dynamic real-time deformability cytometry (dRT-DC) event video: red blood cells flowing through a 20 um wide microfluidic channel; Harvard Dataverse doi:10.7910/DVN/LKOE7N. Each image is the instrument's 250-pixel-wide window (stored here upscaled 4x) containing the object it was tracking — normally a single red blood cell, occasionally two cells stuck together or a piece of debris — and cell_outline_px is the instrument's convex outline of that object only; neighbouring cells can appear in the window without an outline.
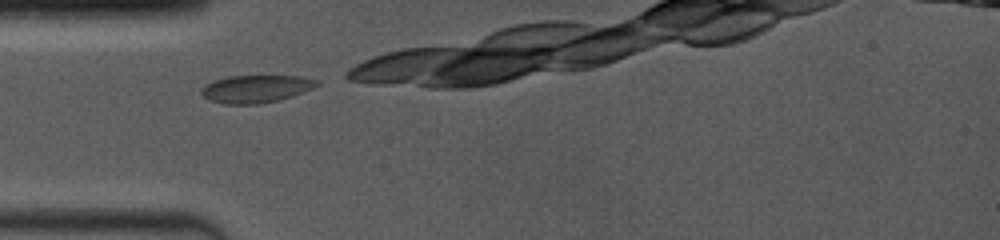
{"species": "common noctule bat (a hibernating species)", "species_latin": "Nyctalus noctula", "temperature_condition": "room temperature", "stored_images_in_passage": 3, "camera_frame_rate_fps": 4000, "um_per_image_px": 0.085, "animal": {"sex": "female", "body_mass_g": 19.0, "forearm_length_mm": 53.3}, "frame": {"image": 1, "passage_image": 1, "time_ms": 0.0, "image_size_px": [1000, 240], "cell_outline_px": [[320, 84], [304, 92], [292, 96], [276, 100], [256, 104], [224, 104], [208, 100], [200, 92], [200, 88], [204, 84], [212, 80], [228, 76], [300, 76], [320, 80]], "centroid_in_image_um": [21.72, 7.54], "position_along_channel_um": 63.3, "area_um2": 18.73}}